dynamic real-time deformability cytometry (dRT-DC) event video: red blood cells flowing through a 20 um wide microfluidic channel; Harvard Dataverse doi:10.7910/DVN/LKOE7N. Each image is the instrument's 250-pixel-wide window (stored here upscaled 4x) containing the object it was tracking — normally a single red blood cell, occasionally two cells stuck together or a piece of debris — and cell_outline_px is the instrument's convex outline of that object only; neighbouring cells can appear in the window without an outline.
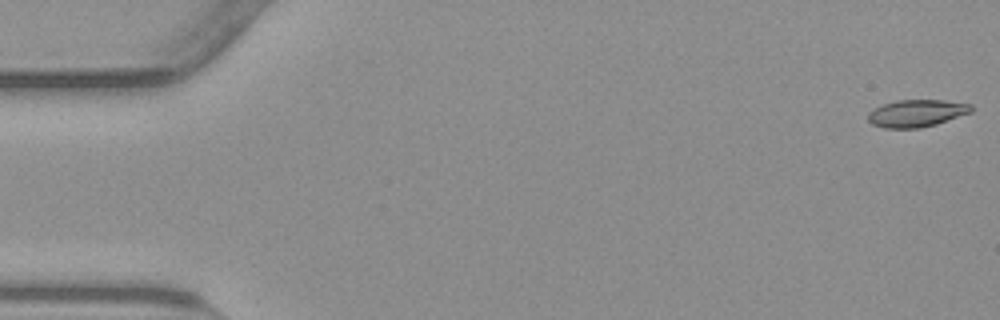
{"species": "common noctule bat (a hibernating species)", "species_latin": "Nyctalus noctula", "temperature_condition": "warm", "stored_images_in_passage": 56, "segment_of_instrument_passage": [1, 2], "camera_frame_rate_fps": 3000, "um_per_image_px": 0.085, "animal": {"sex": "male", "body_mass_g": 23.1, "forearm_length_mm": 52.7}, "frame": {"image": 1, "passage_image": 1, "time_ms": 0.0, "image_size_px": [1000, 320], "cell_outline_px": [[972, 112], [936, 124], [920, 128], [884, 128], [872, 124], [868, 120], [868, 112], [884, 104], [896, 100], [944, 100], [972, 104]], "centroid_in_image_um": [77.92, 9.62], "position_along_channel_um": 7.1, "area_um2": 16.36}}
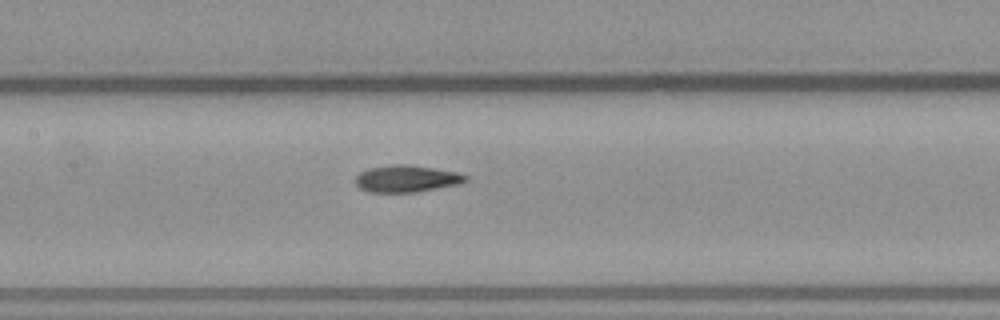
{"frame": {"image": 2, "passage_image": 26, "time_ms": 8.333, "image_size_px": [1000, 320], "cell_outline_px": [[468, 180], [460, 184], [416, 192], [368, 192], [360, 188], [356, 184], [356, 176], [360, 172], [372, 168], [392, 164], [408, 164], [460, 172], [468, 176]], "centroid_in_image_um": [34.61, 15.18], "position_along_channel_um": 172.8, "area_um2": 17.34}}
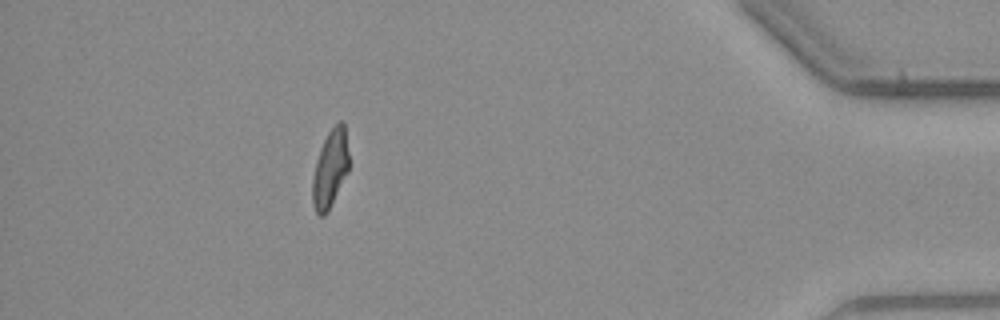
{"frame": {"image": 3, "passage_image": 49, "time_ms": 16.0, "image_size_px": [1000, 320], "cell_outline_px": [[348, 172], [328, 212], [324, 216], [320, 216], [316, 212], [312, 204], [312, 180], [316, 160], [320, 148], [328, 132], [340, 120], [344, 120], [348, 152]], "centroid_in_image_um": [28.06, 14.36], "position_along_channel_um": 407.1, "area_um2": 16.59}}